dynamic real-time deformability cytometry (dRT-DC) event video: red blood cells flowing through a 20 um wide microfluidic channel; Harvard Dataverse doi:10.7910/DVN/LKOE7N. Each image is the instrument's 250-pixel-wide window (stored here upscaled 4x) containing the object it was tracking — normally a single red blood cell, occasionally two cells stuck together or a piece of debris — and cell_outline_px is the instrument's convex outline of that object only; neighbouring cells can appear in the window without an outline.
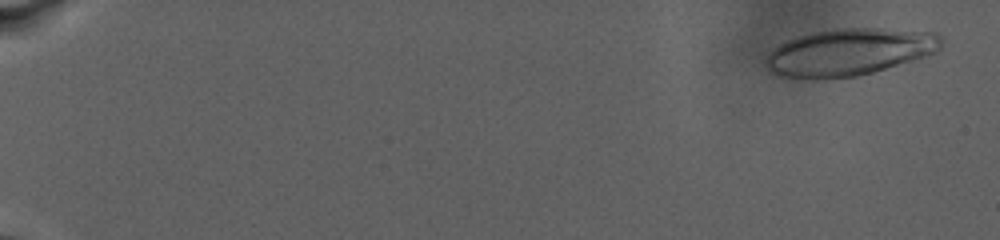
{"species": "human", "species_latin": "Homo sapiens", "temperature_condition": "warm", "stored_images_in_passage": 32, "camera_frame_rate_fps": 3000, "um_per_image_px": 0.085, "donor": {"sex": "male"}, "frame": {"image": 1, "passage_image": 6, "time_ms": 1.0, "image_size_px": [1000, 240], "cell_outline_px": [[944, 40], [940, 48], [936, 52], [912, 60], [872, 72], [856, 76], [828, 80], [804, 80], [780, 76], [768, 72], [764, 64], [764, 60], [780, 44], [788, 40], [800, 36], [816, 32], [836, 28], [880, 28], [936, 32]], "centroid_in_image_um": [72.16, 4.45], "position_along_channel_um": 12.8, "area_um2": 48.49}}